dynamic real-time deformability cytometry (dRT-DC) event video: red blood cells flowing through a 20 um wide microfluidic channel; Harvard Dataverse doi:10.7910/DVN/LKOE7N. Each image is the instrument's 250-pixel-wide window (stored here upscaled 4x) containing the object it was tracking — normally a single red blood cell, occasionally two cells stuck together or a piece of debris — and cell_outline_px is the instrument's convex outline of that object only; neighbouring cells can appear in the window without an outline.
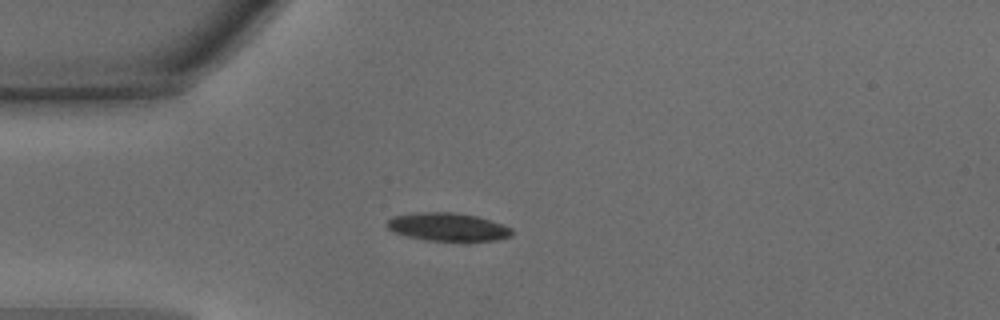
{"species": "common noctule bat (a hibernating species)", "species_latin": "Nyctalus noctula", "temperature_condition": "warm", "stored_images_in_passage": 33, "camera_frame_rate_fps": 3000, "um_per_image_px": 0.085, "animal": {"sex": "male", "body_mass_g": 15.6}, "frame": {"image": 1, "passage_image": 1, "time_ms": 0.0, "image_size_px": [1000, 320], "cell_outline_px": [[512, 236], [496, 240], [424, 240], [408, 236], [396, 232], [388, 228], [384, 224], [392, 216], [416, 212], [452, 212], [476, 216], [512, 228]], "centroid_in_image_um": [38.02, 19.28], "position_along_channel_um": 47.0, "area_um2": 20.17}}
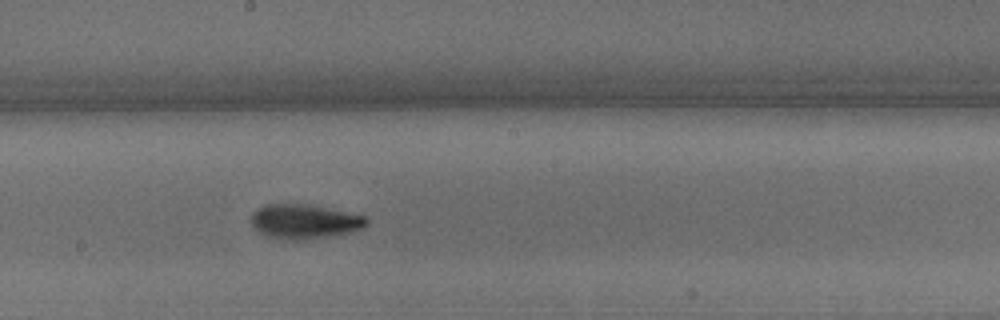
{"frame": {"image": 2, "passage_image": 14, "time_ms": 4.333, "image_size_px": [1000, 320], "cell_outline_px": [[368, 224], [364, 228], [352, 232], [328, 236], [296, 240], [288, 240], [268, 236], [260, 232], [252, 224], [252, 212], [256, 208], [264, 204], [308, 204], [368, 216]], "centroid_in_image_um": [25.91, 18.81], "position_along_channel_um": 222.3, "area_um2": 23.18}}
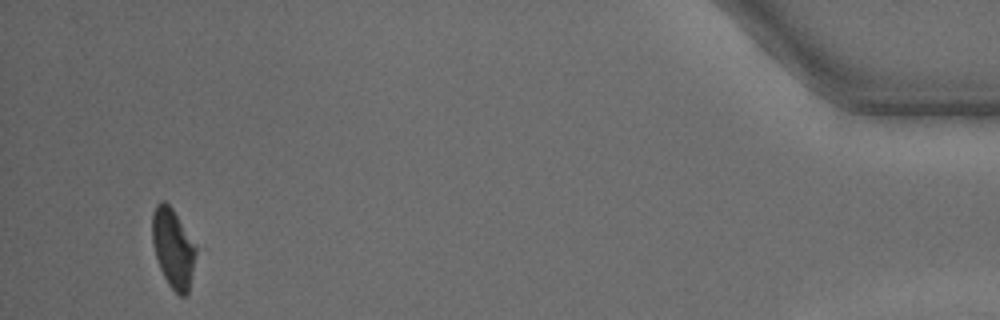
{"frame": {"image": 3, "passage_image": 33, "time_ms": 10.667, "image_size_px": [1000, 320], "cell_outline_px": [[196, 252], [188, 292], [184, 296], [180, 296], [168, 284], [160, 268], [152, 244], [152, 212], [156, 204], [160, 200], [164, 200], [172, 208], [196, 248]], "centroid_in_image_um": [14.67, 21.07], "position_along_channel_um": 420.5, "area_um2": 19.71}, "authors_computed_cell_mechanics": {"area_um2": 21.5016, "velocity_mm_per_s": 4.359, "shape_relaxation_time_tau1_ms": 2.8158, "shape_relaxation_time_tau2_ms": 5.6658, "deformation_change_tau1": 0.1165, "deformation_change_tau2": 0.169}}